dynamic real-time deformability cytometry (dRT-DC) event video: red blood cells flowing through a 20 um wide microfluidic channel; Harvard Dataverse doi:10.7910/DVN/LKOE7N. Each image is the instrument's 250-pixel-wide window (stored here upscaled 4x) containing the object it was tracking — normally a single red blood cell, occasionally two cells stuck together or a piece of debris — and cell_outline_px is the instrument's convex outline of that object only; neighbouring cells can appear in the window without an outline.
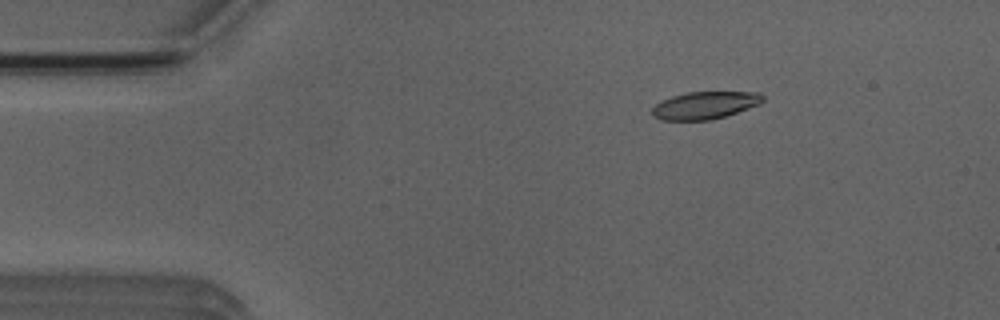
{"species": "Egyptian fruit bat (a non-hibernating species)", "species_latin": "Rousettus aegyptiacus", "temperature_condition": "room temperature", "stored_images_in_passage": 4, "camera_frame_rate_fps": 3000, "um_per_image_px": 0.085, "animal": {"sex": "male"}, "frame": {"image": 1, "passage_image": 2, "time_ms": 1.0, "image_size_px": [1000, 320], "cell_outline_px": [[764, 100], [760, 104], [712, 120], [660, 120], [652, 116], [652, 108], [656, 104], [672, 96], [688, 92], [756, 92], [764, 96]], "centroid_in_image_um": [59.9, 8.95], "position_along_channel_um": 25.1, "area_um2": 17.57}}
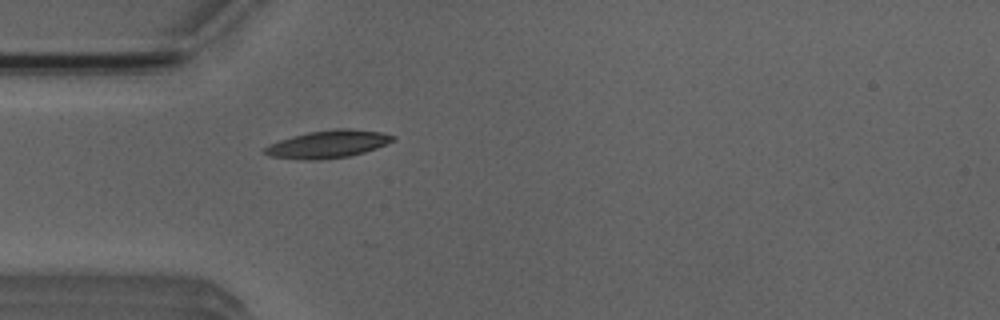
{"frame": {"image": 2, "passage_image": 4, "time_ms": 3.333, "image_size_px": [1000, 320], "cell_outline_px": [[396, 140], [388, 144], [364, 152], [348, 156], [316, 160], [304, 160], [268, 156], [264, 152], [264, 148], [268, 144], [292, 136], [308, 132], [336, 128], [352, 128], [380, 132], [396, 136]], "centroid_in_image_um": [27.89, 12.24], "position_along_channel_um": 57.1, "area_um2": 20.75}}